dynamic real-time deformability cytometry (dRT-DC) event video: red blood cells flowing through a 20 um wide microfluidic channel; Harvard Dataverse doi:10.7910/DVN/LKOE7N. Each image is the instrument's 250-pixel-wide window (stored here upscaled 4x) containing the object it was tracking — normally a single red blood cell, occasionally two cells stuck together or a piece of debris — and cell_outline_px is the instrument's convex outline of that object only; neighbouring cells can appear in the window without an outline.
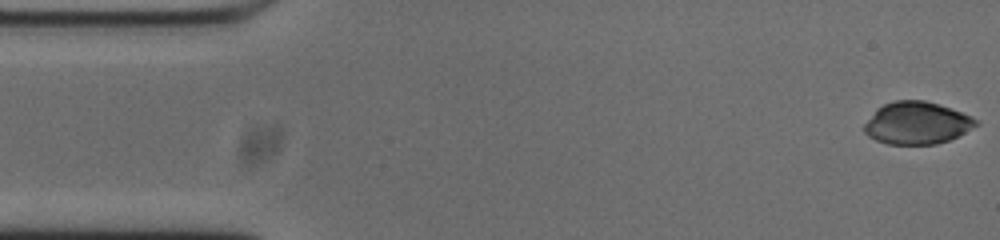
{"species": "common noctule bat (a hibernating species)", "species_latin": "Nyctalus noctula", "temperature_condition": "cold", "stored_images_in_passage": 53, "camera_frame_rate_fps": 3000, "um_per_image_px": 0.085, "animal": {"sex": "male", "body_mass_g": 20.0, "forearm_length_mm": 53.3}, "frame": {"image": 1, "passage_image": 1, "time_ms": 0.0, "image_size_px": [1000, 240], "cell_outline_px": [[980, 124], [948, 140], [936, 144], [888, 144], [876, 140], [868, 136], [864, 132], [864, 124], [876, 108], [884, 104], [896, 100], [924, 100], [972, 116]], "centroid_in_image_um": [77.9, 10.46], "position_along_channel_um": 7.1, "area_um2": 27.28}}
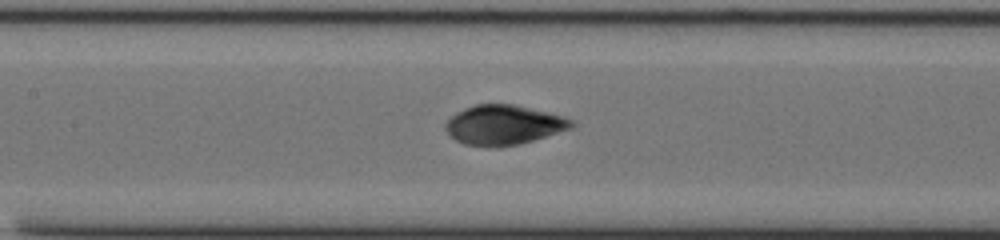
{"frame": {"image": 2, "passage_image": 23, "time_ms": 7.333, "image_size_px": [1000, 240], "cell_outline_px": [[576, 124], [572, 128], [520, 144], [496, 148], [488, 148], [464, 144], [456, 140], [444, 128], [444, 124], [456, 112], [464, 108], [476, 104], [512, 104], [576, 120]], "centroid_in_image_um": [42.79, 10.64], "position_along_channel_um": 164.6, "area_um2": 29.13}}
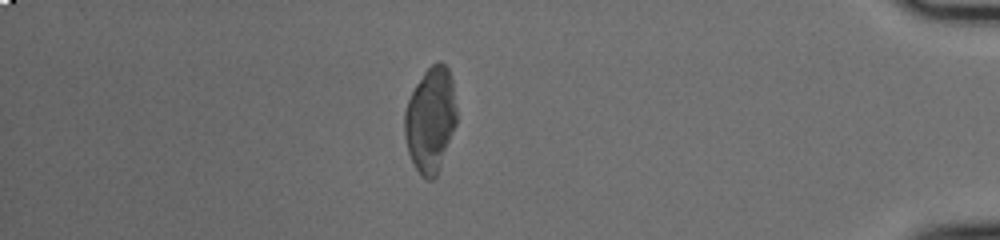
{"frame": {"image": 3, "passage_image": 46, "time_ms": 15.0, "image_size_px": [1000, 240], "cell_outline_px": [[456, 124], [440, 168], [436, 176], [432, 180], [428, 180], [420, 176], [408, 152], [404, 136], [404, 112], [408, 100], [416, 84], [424, 72], [432, 64], [440, 60], [448, 68], [452, 80], [456, 108]], "centroid_in_image_um": [36.58, 10.19], "position_along_channel_um": 398.6, "area_um2": 31.91}, "authors_computed_cell_mechanics": {"area_um2": 29.9404, "velocity_mm_per_s": 3.7086, "shape_relaxation_time_tau1_ms": null, "shape_relaxation_time_tau2_ms": 0.8673, "deformation_change_tau1": null, "deformation_change_tau2": 0.0441}}